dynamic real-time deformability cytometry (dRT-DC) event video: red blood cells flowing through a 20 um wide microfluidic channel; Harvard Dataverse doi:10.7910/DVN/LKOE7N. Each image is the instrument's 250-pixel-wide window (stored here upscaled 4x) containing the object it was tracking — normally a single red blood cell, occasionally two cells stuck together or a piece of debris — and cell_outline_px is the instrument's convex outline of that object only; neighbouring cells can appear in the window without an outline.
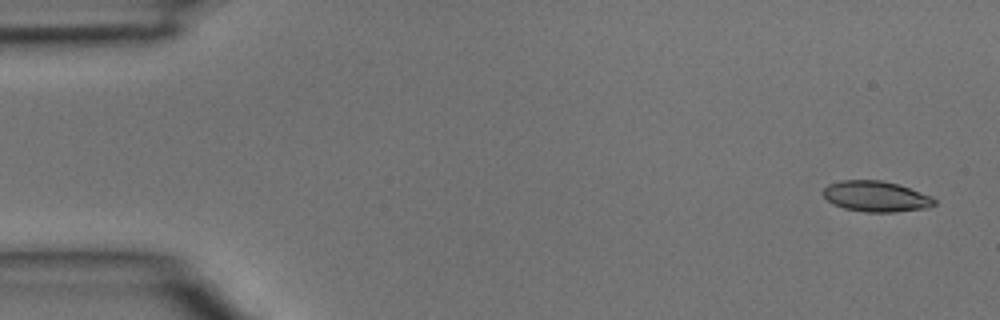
{"species": "common noctule bat (a hibernating species)", "species_latin": "Nyctalus noctula", "temperature_condition": "room temperature", "stored_images_in_passage": 4, "segment_of_instrument_passage": [2, 2], "camera_frame_rate_fps": 3000, "um_per_image_px": 0.085, "animal": {"sex": "male", "body_mass_g": 15.6}, "frame": {"image": 1, "passage_image": 4, "time_ms": 1.0, "image_size_px": [1000, 320], "cell_outline_px": [[936, 204], [928, 208], [896, 212], [864, 212], [844, 208], [832, 204], [824, 196], [824, 188], [828, 184], [840, 180], [880, 180], [896, 184], [932, 196], [936, 200]], "centroid_in_image_um": [74.46, 16.7], "position_along_channel_um": 10.5, "area_um2": 19.88}}